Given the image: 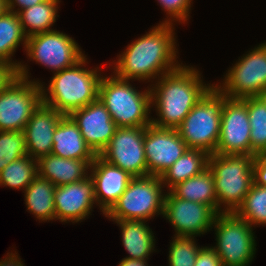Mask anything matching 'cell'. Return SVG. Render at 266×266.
Instances as JSON below:
<instances>
[{"label":"cell","mask_w":266,"mask_h":266,"mask_svg":"<svg viewBox=\"0 0 266 266\" xmlns=\"http://www.w3.org/2000/svg\"><path fill=\"white\" fill-rule=\"evenodd\" d=\"M173 24L159 23L128 44L114 62V74L124 80L151 81L170 73L180 64ZM134 79V80H133Z\"/></svg>","instance_id":"6da1fadb"},{"label":"cell","mask_w":266,"mask_h":266,"mask_svg":"<svg viewBox=\"0 0 266 266\" xmlns=\"http://www.w3.org/2000/svg\"><path fill=\"white\" fill-rule=\"evenodd\" d=\"M195 67L182 64L176 70L162 75L151 84V106L156 118L151 124L176 129L197 102L214 84H206Z\"/></svg>","instance_id":"7a4b0ae2"},{"label":"cell","mask_w":266,"mask_h":266,"mask_svg":"<svg viewBox=\"0 0 266 266\" xmlns=\"http://www.w3.org/2000/svg\"><path fill=\"white\" fill-rule=\"evenodd\" d=\"M85 55L74 66L53 73L48 87L40 83L42 103L55 108L63 115H69L74 110L83 108L96 101L99 95L101 80L100 67L85 68ZM84 67V68H83Z\"/></svg>","instance_id":"3957f363"},{"label":"cell","mask_w":266,"mask_h":266,"mask_svg":"<svg viewBox=\"0 0 266 266\" xmlns=\"http://www.w3.org/2000/svg\"><path fill=\"white\" fill-rule=\"evenodd\" d=\"M130 80L102 76L98 98L105 105L117 127H147L151 124L150 88L139 91Z\"/></svg>","instance_id":"277c9868"},{"label":"cell","mask_w":266,"mask_h":266,"mask_svg":"<svg viewBox=\"0 0 266 266\" xmlns=\"http://www.w3.org/2000/svg\"><path fill=\"white\" fill-rule=\"evenodd\" d=\"M254 157L215 153L209 156L208 168L214 177L218 213L236 212L244 202V198L254 182Z\"/></svg>","instance_id":"5b68a950"},{"label":"cell","mask_w":266,"mask_h":266,"mask_svg":"<svg viewBox=\"0 0 266 266\" xmlns=\"http://www.w3.org/2000/svg\"><path fill=\"white\" fill-rule=\"evenodd\" d=\"M227 96L215 85L197 102L176 128L188 149L216 152L221 127L222 106Z\"/></svg>","instance_id":"8992f818"},{"label":"cell","mask_w":266,"mask_h":266,"mask_svg":"<svg viewBox=\"0 0 266 266\" xmlns=\"http://www.w3.org/2000/svg\"><path fill=\"white\" fill-rule=\"evenodd\" d=\"M28 71L27 65L21 63L17 76L0 93V131H23L42 103L41 82L29 79Z\"/></svg>","instance_id":"52a82bcc"},{"label":"cell","mask_w":266,"mask_h":266,"mask_svg":"<svg viewBox=\"0 0 266 266\" xmlns=\"http://www.w3.org/2000/svg\"><path fill=\"white\" fill-rule=\"evenodd\" d=\"M160 176L133 177L117 202L105 214L110 220H145L162 215L165 190Z\"/></svg>","instance_id":"ba28073f"},{"label":"cell","mask_w":266,"mask_h":266,"mask_svg":"<svg viewBox=\"0 0 266 266\" xmlns=\"http://www.w3.org/2000/svg\"><path fill=\"white\" fill-rule=\"evenodd\" d=\"M212 228L215 230L216 251L222 266H250L256 254L253 227L235 212L218 213Z\"/></svg>","instance_id":"9c48e42d"},{"label":"cell","mask_w":266,"mask_h":266,"mask_svg":"<svg viewBox=\"0 0 266 266\" xmlns=\"http://www.w3.org/2000/svg\"><path fill=\"white\" fill-rule=\"evenodd\" d=\"M221 82L214 85L229 98L256 97L266 86V42L241 56Z\"/></svg>","instance_id":"30bf717a"},{"label":"cell","mask_w":266,"mask_h":266,"mask_svg":"<svg viewBox=\"0 0 266 266\" xmlns=\"http://www.w3.org/2000/svg\"><path fill=\"white\" fill-rule=\"evenodd\" d=\"M79 47L69 35L53 30L28 37L25 51L30 61L56 73L74 66L85 56Z\"/></svg>","instance_id":"8fae6325"},{"label":"cell","mask_w":266,"mask_h":266,"mask_svg":"<svg viewBox=\"0 0 266 266\" xmlns=\"http://www.w3.org/2000/svg\"><path fill=\"white\" fill-rule=\"evenodd\" d=\"M145 127H117L99 156L133 177L146 176Z\"/></svg>","instance_id":"7c38bea8"},{"label":"cell","mask_w":266,"mask_h":266,"mask_svg":"<svg viewBox=\"0 0 266 266\" xmlns=\"http://www.w3.org/2000/svg\"><path fill=\"white\" fill-rule=\"evenodd\" d=\"M250 131L247 98L227 97L222 106L220 136L215 154L251 156Z\"/></svg>","instance_id":"4fadbf2b"},{"label":"cell","mask_w":266,"mask_h":266,"mask_svg":"<svg viewBox=\"0 0 266 266\" xmlns=\"http://www.w3.org/2000/svg\"><path fill=\"white\" fill-rule=\"evenodd\" d=\"M218 213L210 206L176 197L166 192L163 218L174 228V236L197 237L212 229Z\"/></svg>","instance_id":"5bb4252c"},{"label":"cell","mask_w":266,"mask_h":266,"mask_svg":"<svg viewBox=\"0 0 266 266\" xmlns=\"http://www.w3.org/2000/svg\"><path fill=\"white\" fill-rule=\"evenodd\" d=\"M187 149L177 129L148 125L144 138L147 175L161 176Z\"/></svg>","instance_id":"9a60e30c"},{"label":"cell","mask_w":266,"mask_h":266,"mask_svg":"<svg viewBox=\"0 0 266 266\" xmlns=\"http://www.w3.org/2000/svg\"><path fill=\"white\" fill-rule=\"evenodd\" d=\"M69 116L76 123L85 143L95 155H99L105 149L117 128L99 98L83 108L74 110Z\"/></svg>","instance_id":"2e32d148"},{"label":"cell","mask_w":266,"mask_h":266,"mask_svg":"<svg viewBox=\"0 0 266 266\" xmlns=\"http://www.w3.org/2000/svg\"><path fill=\"white\" fill-rule=\"evenodd\" d=\"M55 220L60 222H82L91 214L96 204L93 179L56 186L54 194Z\"/></svg>","instance_id":"e0dca14e"},{"label":"cell","mask_w":266,"mask_h":266,"mask_svg":"<svg viewBox=\"0 0 266 266\" xmlns=\"http://www.w3.org/2000/svg\"><path fill=\"white\" fill-rule=\"evenodd\" d=\"M97 206L105 215L123 194L133 178L128 172L96 155L90 167Z\"/></svg>","instance_id":"ac0fdd59"},{"label":"cell","mask_w":266,"mask_h":266,"mask_svg":"<svg viewBox=\"0 0 266 266\" xmlns=\"http://www.w3.org/2000/svg\"><path fill=\"white\" fill-rule=\"evenodd\" d=\"M63 114L44 103L31 114L23 129L27 155L34 159L51 154L53 134Z\"/></svg>","instance_id":"d6986e66"},{"label":"cell","mask_w":266,"mask_h":266,"mask_svg":"<svg viewBox=\"0 0 266 266\" xmlns=\"http://www.w3.org/2000/svg\"><path fill=\"white\" fill-rule=\"evenodd\" d=\"M94 160L62 158L53 154L40 157L38 175L48 179L55 186L78 182L87 178Z\"/></svg>","instance_id":"ffe728a7"},{"label":"cell","mask_w":266,"mask_h":266,"mask_svg":"<svg viewBox=\"0 0 266 266\" xmlns=\"http://www.w3.org/2000/svg\"><path fill=\"white\" fill-rule=\"evenodd\" d=\"M51 154L69 159L94 160L95 154L87 146L76 123L63 115L53 134Z\"/></svg>","instance_id":"44dd1931"},{"label":"cell","mask_w":266,"mask_h":266,"mask_svg":"<svg viewBox=\"0 0 266 266\" xmlns=\"http://www.w3.org/2000/svg\"><path fill=\"white\" fill-rule=\"evenodd\" d=\"M121 229L122 245L129 254L125 258L148 260L155 250V236L145 220H112Z\"/></svg>","instance_id":"7402d4cb"},{"label":"cell","mask_w":266,"mask_h":266,"mask_svg":"<svg viewBox=\"0 0 266 266\" xmlns=\"http://www.w3.org/2000/svg\"><path fill=\"white\" fill-rule=\"evenodd\" d=\"M209 154L200 149H187L172 166L160 176L167 191L208 168Z\"/></svg>","instance_id":"603a6c76"},{"label":"cell","mask_w":266,"mask_h":266,"mask_svg":"<svg viewBox=\"0 0 266 266\" xmlns=\"http://www.w3.org/2000/svg\"><path fill=\"white\" fill-rule=\"evenodd\" d=\"M55 188L52 182L38 175L23 191L27 210L39 222L55 220Z\"/></svg>","instance_id":"cb8c5ba5"},{"label":"cell","mask_w":266,"mask_h":266,"mask_svg":"<svg viewBox=\"0 0 266 266\" xmlns=\"http://www.w3.org/2000/svg\"><path fill=\"white\" fill-rule=\"evenodd\" d=\"M170 191L178 198L208 205L218 213L214 177L209 168L177 184Z\"/></svg>","instance_id":"d4e9b609"},{"label":"cell","mask_w":266,"mask_h":266,"mask_svg":"<svg viewBox=\"0 0 266 266\" xmlns=\"http://www.w3.org/2000/svg\"><path fill=\"white\" fill-rule=\"evenodd\" d=\"M27 39L17 13L6 10L0 16V61L18 69L22 62L12 60V56L20 44L26 49Z\"/></svg>","instance_id":"484cf974"},{"label":"cell","mask_w":266,"mask_h":266,"mask_svg":"<svg viewBox=\"0 0 266 266\" xmlns=\"http://www.w3.org/2000/svg\"><path fill=\"white\" fill-rule=\"evenodd\" d=\"M60 0H45L17 13L23 31L27 37L43 32L53 31Z\"/></svg>","instance_id":"4316f807"},{"label":"cell","mask_w":266,"mask_h":266,"mask_svg":"<svg viewBox=\"0 0 266 266\" xmlns=\"http://www.w3.org/2000/svg\"><path fill=\"white\" fill-rule=\"evenodd\" d=\"M37 176V159L27 155L12 161L2 170L0 185L23 191Z\"/></svg>","instance_id":"83f0119b"},{"label":"cell","mask_w":266,"mask_h":266,"mask_svg":"<svg viewBox=\"0 0 266 266\" xmlns=\"http://www.w3.org/2000/svg\"><path fill=\"white\" fill-rule=\"evenodd\" d=\"M247 110L251 127V156L266 154V104L256 97H248Z\"/></svg>","instance_id":"f1b7e54d"},{"label":"cell","mask_w":266,"mask_h":266,"mask_svg":"<svg viewBox=\"0 0 266 266\" xmlns=\"http://www.w3.org/2000/svg\"><path fill=\"white\" fill-rule=\"evenodd\" d=\"M240 218L245 219L252 227L266 225V187L253 182L244 202L235 212ZM255 225V226H254Z\"/></svg>","instance_id":"f546056e"},{"label":"cell","mask_w":266,"mask_h":266,"mask_svg":"<svg viewBox=\"0 0 266 266\" xmlns=\"http://www.w3.org/2000/svg\"><path fill=\"white\" fill-rule=\"evenodd\" d=\"M169 247V266H194L200 246L195 237L174 236Z\"/></svg>","instance_id":"4dcf8cb0"},{"label":"cell","mask_w":266,"mask_h":266,"mask_svg":"<svg viewBox=\"0 0 266 266\" xmlns=\"http://www.w3.org/2000/svg\"><path fill=\"white\" fill-rule=\"evenodd\" d=\"M27 156L23 131H0V173L12 161Z\"/></svg>","instance_id":"1f68e13d"},{"label":"cell","mask_w":266,"mask_h":266,"mask_svg":"<svg viewBox=\"0 0 266 266\" xmlns=\"http://www.w3.org/2000/svg\"><path fill=\"white\" fill-rule=\"evenodd\" d=\"M167 14V19L161 23L174 24L180 22L185 24L189 20L192 0H157Z\"/></svg>","instance_id":"d6a6232c"},{"label":"cell","mask_w":266,"mask_h":266,"mask_svg":"<svg viewBox=\"0 0 266 266\" xmlns=\"http://www.w3.org/2000/svg\"><path fill=\"white\" fill-rule=\"evenodd\" d=\"M194 266H222L216 251L211 247H201Z\"/></svg>","instance_id":"836d02e7"},{"label":"cell","mask_w":266,"mask_h":266,"mask_svg":"<svg viewBox=\"0 0 266 266\" xmlns=\"http://www.w3.org/2000/svg\"><path fill=\"white\" fill-rule=\"evenodd\" d=\"M253 179L255 184L266 187V154L254 157Z\"/></svg>","instance_id":"e575fe53"},{"label":"cell","mask_w":266,"mask_h":266,"mask_svg":"<svg viewBox=\"0 0 266 266\" xmlns=\"http://www.w3.org/2000/svg\"><path fill=\"white\" fill-rule=\"evenodd\" d=\"M17 76V69L7 62L0 61V93Z\"/></svg>","instance_id":"d590c367"},{"label":"cell","mask_w":266,"mask_h":266,"mask_svg":"<svg viewBox=\"0 0 266 266\" xmlns=\"http://www.w3.org/2000/svg\"><path fill=\"white\" fill-rule=\"evenodd\" d=\"M43 1L45 0H6V7L8 11L18 13Z\"/></svg>","instance_id":"8d00e7d4"},{"label":"cell","mask_w":266,"mask_h":266,"mask_svg":"<svg viewBox=\"0 0 266 266\" xmlns=\"http://www.w3.org/2000/svg\"><path fill=\"white\" fill-rule=\"evenodd\" d=\"M22 259L18 256V253H7L6 257L0 260V266H25Z\"/></svg>","instance_id":"74e56055"},{"label":"cell","mask_w":266,"mask_h":266,"mask_svg":"<svg viewBox=\"0 0 266 266\" xmlns=\"http://www.w3.org/2000/svg\"><path fill=\"white\" fill-rule=\"evenodd\" d=\"M148 260L123 258L118 266H148Z\"/></svg>","instance_id":"f35d334b"},{"label":"cell","mask_w":266,"mask_h":266,"mask_svg":"<svg viewBox=\"0 0 266 266\" xmlns=\"http://www.w3.org/2000/svg\"><path fill=\"white\" fill-rule=\"evenodd\" d=\"M262 103L266 104V86L256 96Z\"/></svg>","instance_id":"ab89813d"},{"label":"cell","mask_w":266,"mask_h":266,"mask_svg":"<svg viewBox=\"0 0 266 266\" xmlns=\"http://www.w3.org/2000/svg\"><path fill=\"white\" fill-rule=\"evenodd\" d=\"M7 10L6 0H0V16Z\"/></svg>","instance_id":"60d3db41"}]
</instances>
